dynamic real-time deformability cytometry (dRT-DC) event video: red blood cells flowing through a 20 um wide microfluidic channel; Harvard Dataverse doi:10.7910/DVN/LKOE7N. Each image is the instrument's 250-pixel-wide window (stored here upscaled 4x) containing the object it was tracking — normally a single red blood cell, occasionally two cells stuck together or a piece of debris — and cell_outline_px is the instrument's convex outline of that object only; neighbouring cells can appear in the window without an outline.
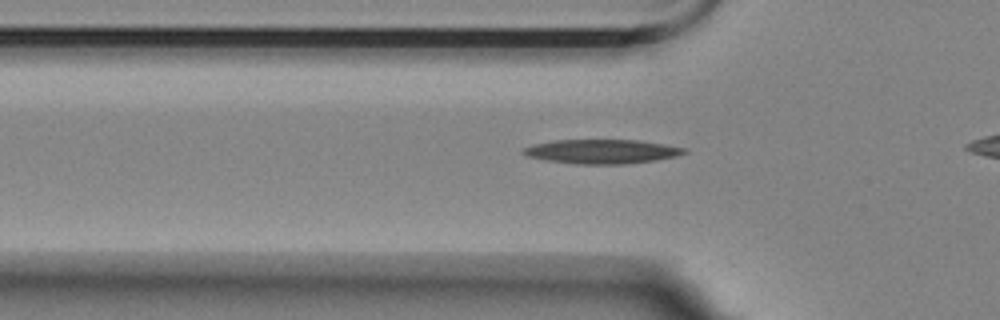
{"species": "Egyptian fruit bat (a non-hibernating species)", "species_latin": "Rousettus aegyptiacus", "temperature_condition": "room temperature", "stored_images_in_passage": 30, "camera_frame_rate_fps": 3000, "um_per_image_px": 0.085, "animal": {"sex": "female"}, "frame": {"image": 1, "passage_image": 2, "time_ms": 0.333, "image_size_px": [1000, 320], "cell_outline_px": [[688, 152], [676, 156], [656, 160], [624, 164], [572, 164], [544, 160], [528, 156], [520, 152], [520, 148], [532, 144], [556, 140], [640, 140], [664, 144], [684, 148]], "centroid_in_image_um": [51.09, 12.88], "position_along_channel_um": 74.7, "area_um2": 22.89}}
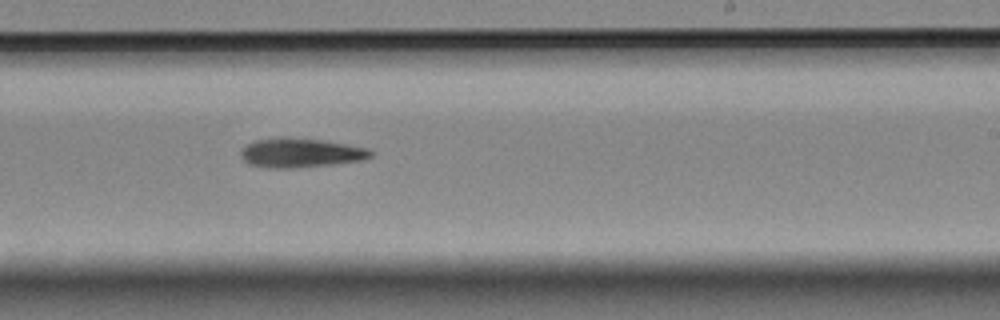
{"frame": {"image": 2, "passage_image": 18, "time_ms": 5.667, "image_size_px": [1000, 320], "cell_outline_px": [[372, 156], [360, 160], [332, 164], [296, 168], [268, 168], [248, 164], [240, 156], [240, 152], [248, 144], [256, 140], [284, 136], [320, 140], [344, 144], [364, 148], [372, 152]], "centroid_in_image_um": [25.48, 12.99], "position_along_channel_um": 263.5, "area_um2": 21.91}}
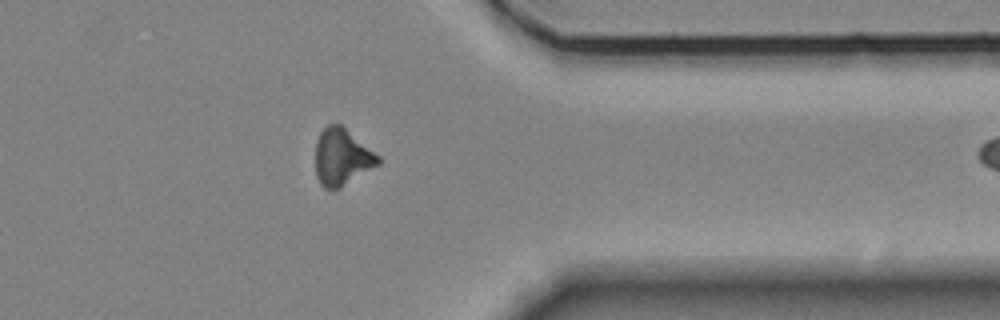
{"frame": {"image": 3, "passage_image": 29, "time_ms": 9.333, "image_size_px": [1000, 320], "cell_outline_px": [[380, 164], [340, 188], [324, 188], [320, 184], [316, 176], [316, 140], [320, 132], [328, 124], [340, 124], [380, 156]], "centroid_in_image_um": [29.06, 13.35], "position_along_channel_um": 382.3, "area_um2": 20.63}}